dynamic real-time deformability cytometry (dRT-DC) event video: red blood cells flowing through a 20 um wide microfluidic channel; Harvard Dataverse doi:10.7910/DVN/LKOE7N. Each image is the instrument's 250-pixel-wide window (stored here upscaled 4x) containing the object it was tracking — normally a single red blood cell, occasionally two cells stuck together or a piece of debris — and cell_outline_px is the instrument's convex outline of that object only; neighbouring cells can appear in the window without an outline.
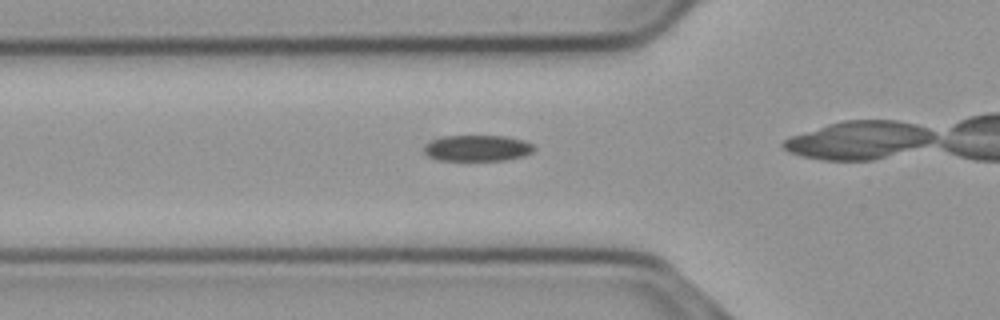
{"species": "common noctule bat (a hibernating species)", "species_latin": "Nyctalus noctula", "temperature_condition": "cold", "stored_images_in_passage": 38, "camera_frame_rate_fps": 3000, "um_per_image_px": 0.085, "animal": {"sex": "male", "body_mass_g": 23.1, "forearm_length_mm": 52.7}, "frame": {"image": 1, "passage_image": 14, "time_ms": 4.333, "image_size_px": [1000, 320], "cell_outline_px": [[536, 148], [532, 152], [524, 156], [504, 160], [436, 160], [428, 156], [424, 152], [424, 144], [432, 140], [444, 136], [504, 136], [524, 140], [532, 144]], "centroid_in_image_um": [40.57, 12.59], "position_along_channel_um": 85.2, "area_um2": 16.76}}
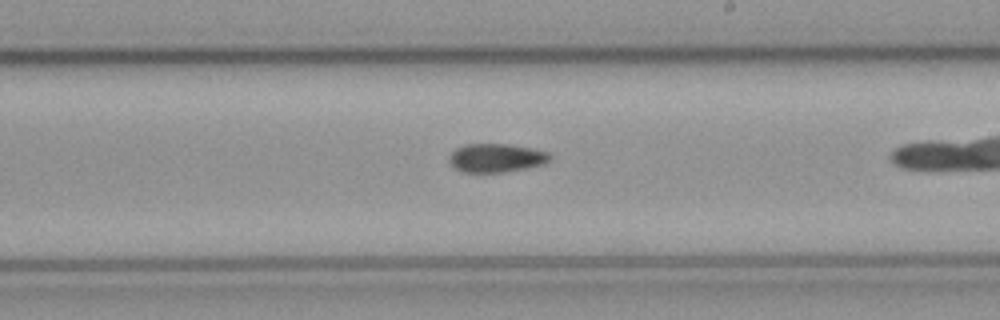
{"frame": {"image": 2, "passage_image": 27, "time_ms": 8.667, "image_size_px": [1000, 320], "cell_outline_px": [[552, 160], [544, 164], [504, 172], [464, 172], [452, 168], [448, 160], [448, 156], [456, 148], [464, 144], [508, 144], [548, 152], [552, 156]], "centroid_in_image_um": [42.14, 13.42], "position_along_channel_um": 246.9, "area_um2": 16.88}}
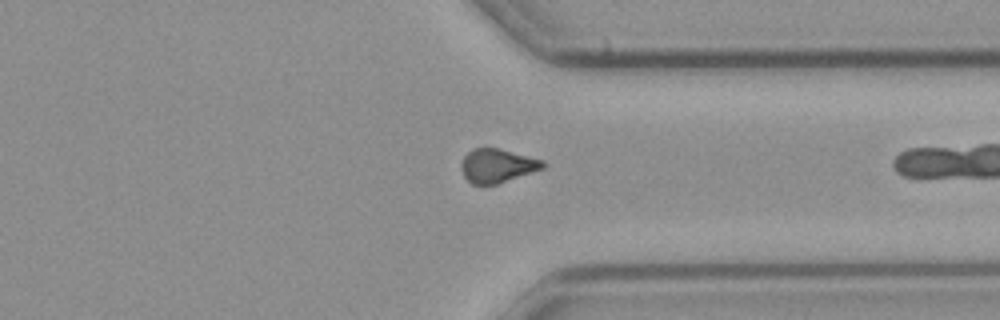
{"frame": {"image": 3, "passage_image": 37, "time_ms": 12.0, "image_size_px": [1000, 320], "cell_outline_px": [[544, 168], [496, 184], [472, 184], [464, 176], [460, 168], [460, 164], [464, 156], [472, 148], [496, 148], [544, 160]], "centroid_in_image_um": [42.23, 14.08], "position_along_channel_um": 369.2, "area_um2": 15.84}}